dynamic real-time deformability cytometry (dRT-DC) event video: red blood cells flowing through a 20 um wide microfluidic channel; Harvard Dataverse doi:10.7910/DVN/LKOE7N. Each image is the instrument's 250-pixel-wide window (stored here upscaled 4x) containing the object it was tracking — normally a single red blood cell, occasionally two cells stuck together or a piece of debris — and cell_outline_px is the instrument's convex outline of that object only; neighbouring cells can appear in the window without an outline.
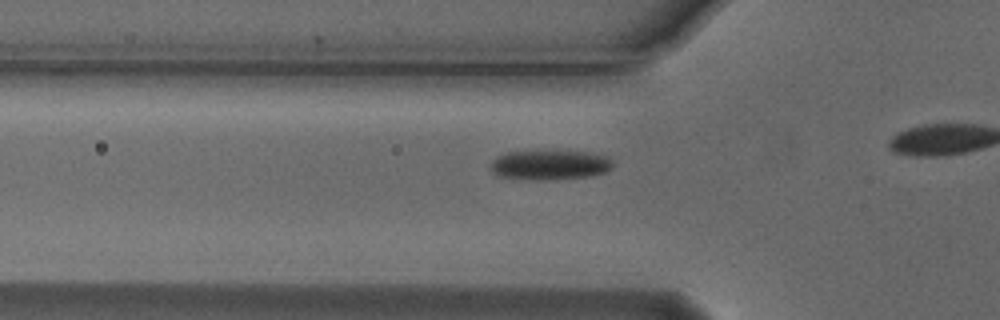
{"species": "Egyptian fruit bat (a non-hibernating species)", "species_latin": "Rousettus aegyptiacus", "temperature_condition": "cold", "stored_images_in_passage": 10, "camera_frame_rate_fps": 3000, "um_per_image_px": 0.085, "animal": {"sex": "male"}, "frame": {"image": 1, "passage_image": 5, "time_ms": 1.333, "image_size_px": [1000, 320], "cell_outline_px": [[612, 168], [604, 172], [592, 176], [556, 180], [532, 180], [496, 176], [492, 172], [492, 160], [496, 156], [508, 152], [584, 152], [604, 156], [612, 160]], "centroid_in_image_um": [46.71, 14.05], "position_along_channel_um": 79.1, "area_um2": 20.98}}
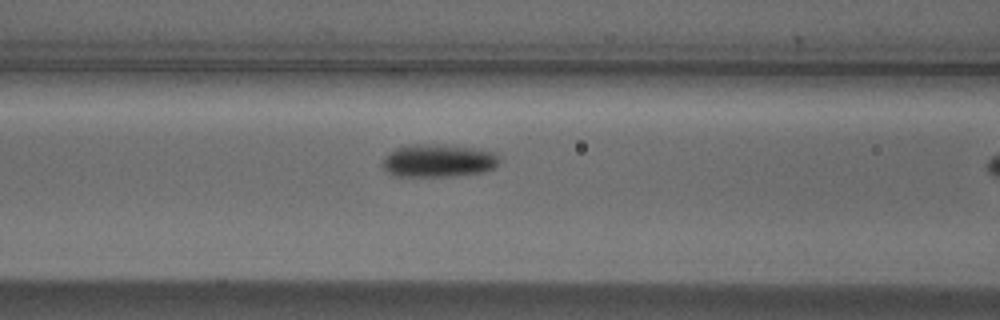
{"frame": {"image": 2, "passage_image": 9, "time_ms": 2.667, "image_size_px": [1000, 320], "cell_outline_px": [[500, 160], [492, 168], [484, 172], [452, 176], [392, 176], [380, 164], [384, 156], [388, 152], [396, 148], [412, 144], [436, 144], [472, 148], [492, 152]], "centroid_in_image_um": [37.17, 13.66], "position_along_channel_um": 129.4, "area_um2": 22.31}}